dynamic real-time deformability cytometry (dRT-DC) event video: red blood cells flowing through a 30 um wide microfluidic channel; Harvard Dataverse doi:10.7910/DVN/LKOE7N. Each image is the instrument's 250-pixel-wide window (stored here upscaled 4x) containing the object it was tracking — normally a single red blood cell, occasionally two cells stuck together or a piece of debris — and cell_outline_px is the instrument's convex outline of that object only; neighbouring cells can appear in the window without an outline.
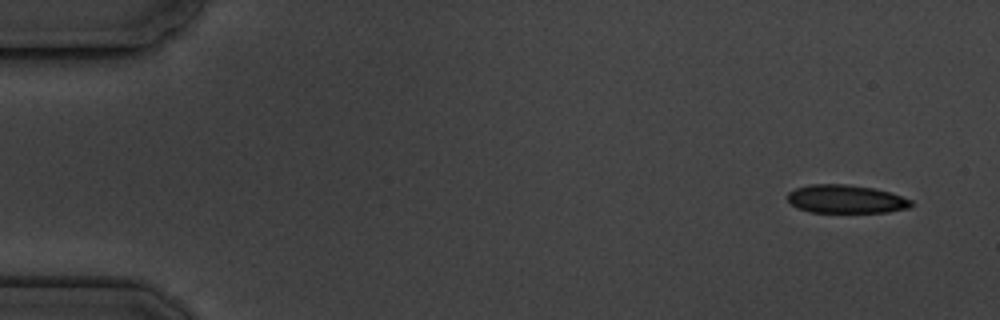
{"species": "common noctule bat (a hibernating species)", "species_latin": "Nyctalus noctula", "temperature_condition": "cold", "stored_images_in_passage": 4, "camera_frame_rate_fps": 3000, "um_per_image_px": 0.085, "animal": {"sex": "male", "body_mass_g": 19.5, "forearm_length_mm": 54.6}, "frame": {"image": 1, "passage_image": 1, "time_ms": 0.0, "image_size_px": [1000, 320], "cell_outline_px": [[912, 204], [908, 208], [888, 212], [808, 212], [796, 208], [788, 200], [788, 192], [796, 188], [808, 184], [848, 184], [872, 188], [892, 192], [912, 200]], "centroid_in_image_um": [71.89, 16.92], "position_along_channel_um": 13.1, "area_um2": 20.52}}
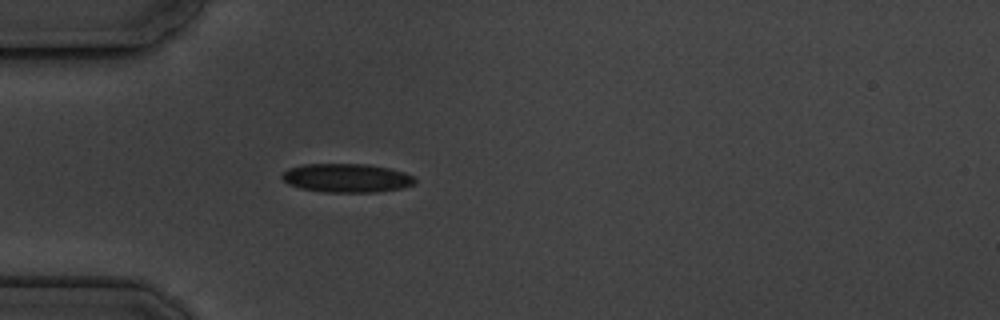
{"frame": {"image": 2, "passage_image": 4, "time_ms": 4.333, "image_size_px": [1000, 320], "cell_outline_px": [[416, 184], [404, 188], [376, 192], [324, 192], [300, 188], [288, 184], [280, 176], [288, 168], [304, 164], [368, 164], [388, 168], [404, 172], [416, 176]], "centroid_in_image_um": [29.51, 15.13], "position_along_channel_um": 55.5, "area_um2": 22.48}}